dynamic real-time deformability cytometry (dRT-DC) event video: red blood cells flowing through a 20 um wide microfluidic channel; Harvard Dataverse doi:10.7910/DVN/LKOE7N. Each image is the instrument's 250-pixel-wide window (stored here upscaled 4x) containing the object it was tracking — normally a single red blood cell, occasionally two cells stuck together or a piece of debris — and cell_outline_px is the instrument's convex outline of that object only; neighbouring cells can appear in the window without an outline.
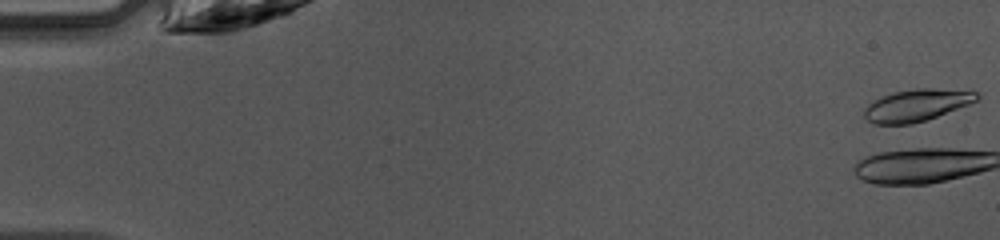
{"species": "common noctule bat (a hibernating species)", "species_latin": "Nyctalus noctula", "temperature_condition": "warm", "stored_images_in_passage": 18, "camera_frame_rate_fps": 3000, "um_per_image_px": 0.085, "animal": {"sex": "female", "body_mass_g": 10.0, "forearm_length_mm": 53.1}, "frame": {"image": 1, "passage_image": 1, "time_ms": 0.0, "image_size_px": [1000, 240], "cell_outline_px": [[980, 96], [976, 100], [968, 104], [928, 120], [912, 124], [872, 124], [864, 116], [864, 108], [868, 104], [892, 92], [916, 88], [972, 88]], "centroid_in_image_um": [77.98, 8.92], "position_along_channel_um": 7.0, "area_um2": 21.39}}